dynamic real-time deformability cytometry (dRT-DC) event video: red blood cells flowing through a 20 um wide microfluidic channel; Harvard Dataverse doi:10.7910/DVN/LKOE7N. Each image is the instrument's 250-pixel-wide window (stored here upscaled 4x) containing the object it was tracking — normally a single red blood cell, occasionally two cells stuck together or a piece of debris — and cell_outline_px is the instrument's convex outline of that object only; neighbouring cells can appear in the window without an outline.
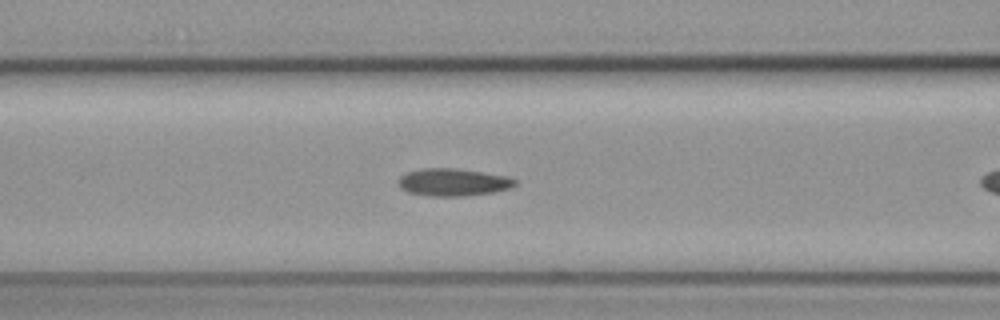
{"species": "common noctule bat (a hibernating species)", "species_latin": "Nyctalus noctula", "temperature_condition": "cold", "stored_images_in_passage": 11, "camera_frame_rate_fps": 3000, "um_per_image_px": 0.085, "animal": {"sex": "female", "body_mass_g": 19.3, "forearm_length_mm": 54.1}, "frame": {"image": 1, "passage_image": 10, "time_ms": 3.0, "image_size_px": [1000, 320], "cell_outline_px": [[516, 184], [512, 188], [496, 192], [468, 196], [428, 196], [408, 192], [400, 188], [396, 180], [400, 176], [408, 172], [420, 168], [456, 168], [508, 176], [516, 180]], "centroid_in_image_um": [38.52, 15.49], "position_along_channel_um": 128.1, "area_um2": 19.02}}